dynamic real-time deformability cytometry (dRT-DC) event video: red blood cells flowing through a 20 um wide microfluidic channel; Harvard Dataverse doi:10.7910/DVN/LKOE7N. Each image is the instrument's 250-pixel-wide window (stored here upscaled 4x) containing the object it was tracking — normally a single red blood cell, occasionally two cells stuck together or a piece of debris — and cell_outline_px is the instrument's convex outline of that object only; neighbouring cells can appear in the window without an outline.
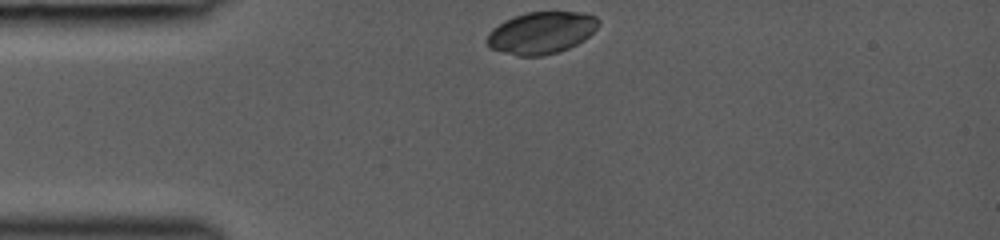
{"species": "common noctule bat (a hibernating species)", "species_latin": "Nyctalus noctula", "temperature_condition": "room temperature", "stored_images_in_passage": 2, "camera_frame_rate_fps": 3000, "um_per_image_px": 0.085, "animal": {"sex": "female", "body_mass_g": 19.0, "forearm_length_mm": 53.3}, "frame": {"image": 1, "passage_image": 1, "time_ms": 0.0, "image_size_px": [1000, 240], "cell_outline_px": [[600, 24], [584, 40], [568, 48], [556, 52], [540, 56], [516, 56], [492, 48], [484, 40], [488, 32], [492, 28], [504, 20], [528, 12], [584, 12], [596, 16], [600, 20]], "centroid_in_image_um": [46.01, 2.77], "position_along_channel_um": 39.0, "area_um2": 27.28}}